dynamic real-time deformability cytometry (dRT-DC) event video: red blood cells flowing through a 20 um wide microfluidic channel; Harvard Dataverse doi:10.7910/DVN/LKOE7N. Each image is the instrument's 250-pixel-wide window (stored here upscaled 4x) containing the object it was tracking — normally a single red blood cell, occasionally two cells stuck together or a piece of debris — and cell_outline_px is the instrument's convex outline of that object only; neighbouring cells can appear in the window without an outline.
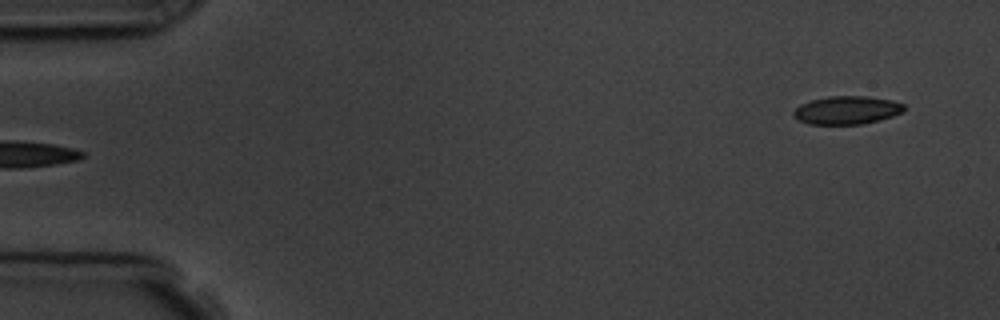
{"species": "common noctule bat (a hibernating species)", "species_latin": "Nyctalus noctula", "temperature_condition": "room temperature", "stored_images_in_passage": 5, "segment_of_instrument_passage": [2, 2], "camera_frame_rate_fps": 3000, "um_per_image_px": 0.085, "animal": {"sex": "male", "body_mass_g": 19.5, "forearm_length_mm": 54.6}, "frame": {"image": 1, "passage_image": 5, "time_ms": 4.667, "image_size_px": [1000, 320], "cell_outline_px": [[904, 108], [900, 112], [892, 116], [880, 120], [860, 124], [808, 124], [792, 116], [792, 112], [800, 104], [812, 100], [828, 96], [868, 96], [892, 100], [904, 104]], "centroid_in_image_um": [71.95, 9.36], "position_along_channel_um": 13.0, "area_um2": 18.09}}